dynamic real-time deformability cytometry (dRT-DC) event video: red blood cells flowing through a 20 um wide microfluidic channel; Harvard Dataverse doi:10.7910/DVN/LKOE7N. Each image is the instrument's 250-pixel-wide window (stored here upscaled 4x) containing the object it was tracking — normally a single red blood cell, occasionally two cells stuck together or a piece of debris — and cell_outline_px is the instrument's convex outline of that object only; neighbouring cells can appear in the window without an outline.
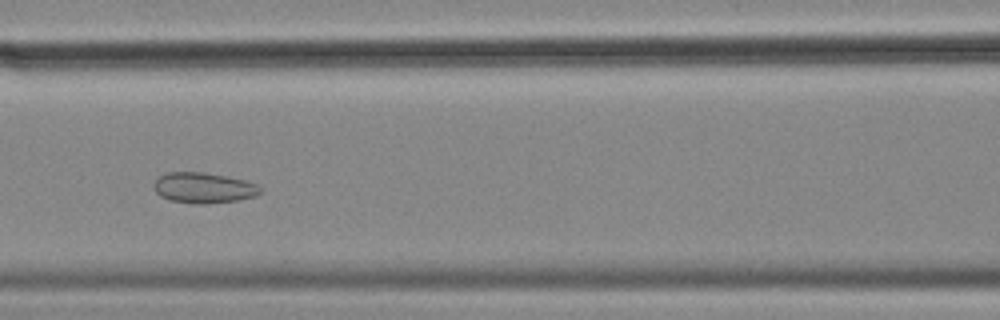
{"species": "common noctule bat (a hibernating species)", "species_latin": "Nyctalus noctula", "temperature_condition": "cold", "stored_images_in_passage": 56, "camera_frame_rate_fps": 3000, "um_per_image_px": 0.085, "animal": {"sex": "female", "body_mass_g": 18.4}, "frame": {"image": 1, "passage_image": 24, "time_ms": 7.667, "image_size_px": [1000, 320], "cell_outline_px": [[264, 192], [256, 196], [240, 200], [204, 204], [192, 204], [168, 200], [160, 196], [152, 188], [152, 184], [160, 176], [168, 172], [204, 172], [244, 180], [256, 184]], "centroid_in_image_um": [17.29, 15.98], "position_along_channel_um": 149.3, "area_um2": 19.19}}
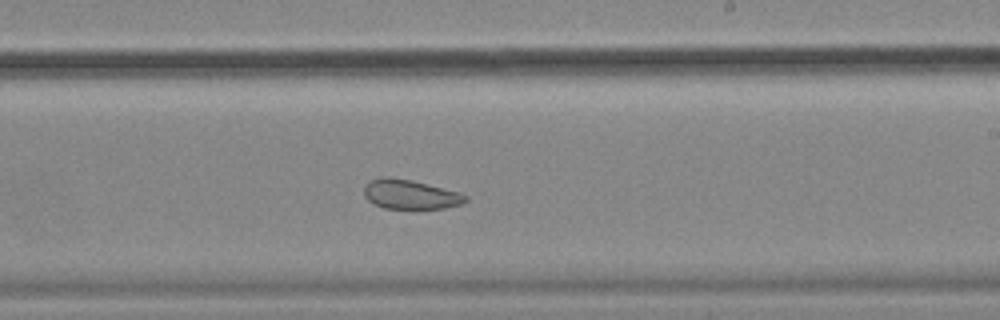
{"frame": {"image": 2, "passage_image": 33, "time_ms": 10.667, "image_size_px": [1000, 320], "cell_outline_px": [[468, 200], [460, 204], [444, 208], [384, 208], [368, 200], [364, 196], [364, 188], [368, 180], [380, 176], [388, 176], [412, 180], [460, 192], [468, 196]], "centroid_in_image_um": [34.85, 16.5], "position_along_channel_um": 254.1, "area_um2": 17.46}}
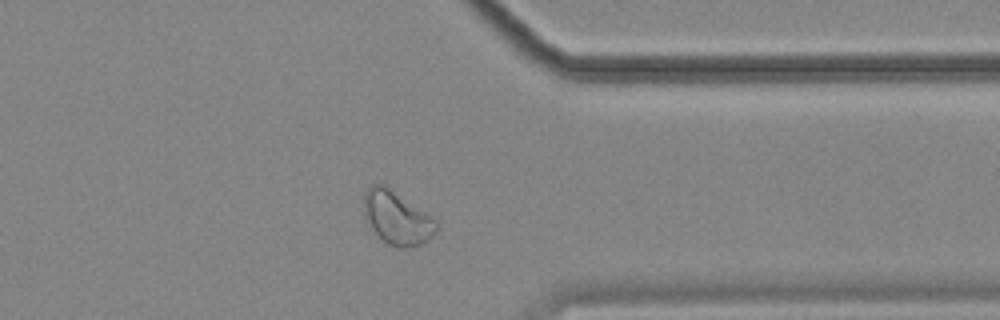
{"frame": {"image": 3, "passage_image": 44, "time_ms": 14.333, "image_size_px": [1000, 320], "cell_outline_px": [[440, 228], [428, 240], [420, 244], [404, 248], [400, 248], [388, 244], [364, 220], [364, 192], [372, 184], [384, 184], [432, 216], [440, 224]], "centroid_in_image_um": [33.76, 18.51], "position_along_channel_um": 377.6, "area_um2": 22.54}, "authors_computed_cell_mechanics": {"area_um2": 24.7095, "velocity_mm_per_s": 3.5211, "shape_relaxation_time_tau1_ms": null, "shape_relaxation_time_tau2_ms": 2.7218, "deformation_change_tau1": null, "deformation_change_tau2": 0.0847}}